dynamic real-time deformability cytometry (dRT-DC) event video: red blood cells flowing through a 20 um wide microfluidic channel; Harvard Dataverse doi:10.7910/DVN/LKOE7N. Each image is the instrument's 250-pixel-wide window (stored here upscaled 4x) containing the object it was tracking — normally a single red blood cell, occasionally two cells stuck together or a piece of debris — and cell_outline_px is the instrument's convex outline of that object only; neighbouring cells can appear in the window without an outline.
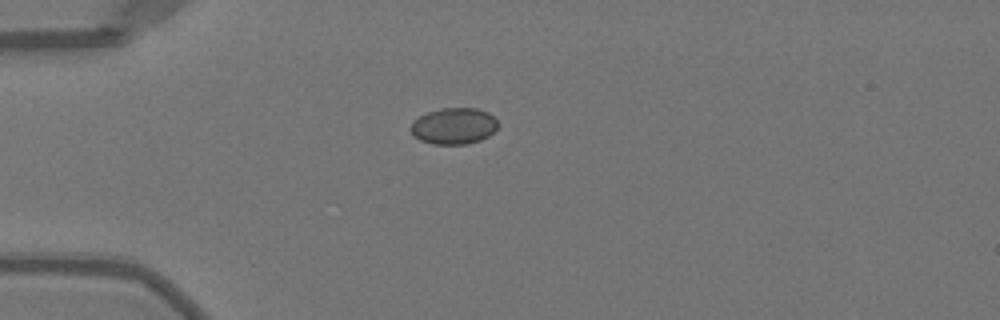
{"species": "Egyptian fruit bat (a non-hibernating species)", "species_latin": "Rousettus aegyptiacus", "temperature_condition": "warm", "stored_images_in_passage": 38, "camera_frame_rate_fps": 3000, "um_per_image_px": 0.085, "animal": {"sex": "female"}, "frame": {"image": 1, "passage_image": 1, "time_ms": 0.0, "image_size_px": [1000, 320], "cell_outline_px": [[500, 124], [488, 136], [480, 140], [464, 144], [432, 144], [420, 140], [412, 136], [408, 128], [412, 120], [428, 112], [440, 108], [476, 108], [488, 112]], "centroid_in_image_um": [38.52, 10.71], "position_along_channel_um": 46.5, "area_um2": 18.67}}
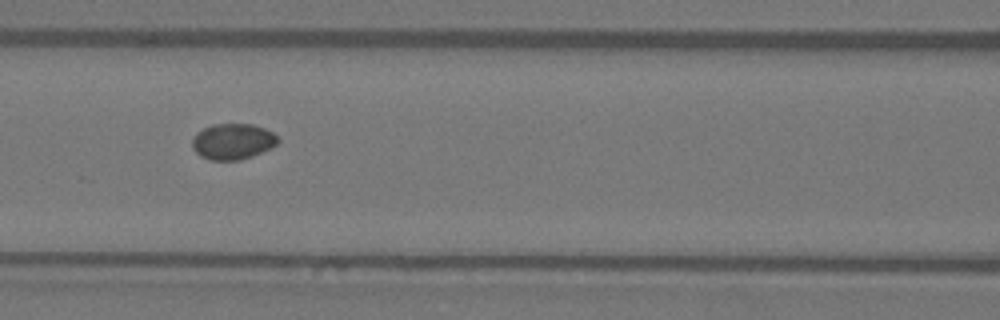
{"frame": {"image": 2, "passage_image": 10, "time_ms": 3.0, "image_size_px": [1000, 320], "cell_outline_px": [[280, 140], [276, 144], [252, 156], [240, 160], [212, 160], [200, 156], [192, 148], [192, 140], [196, 132], [212, 124], [252, 124], [264, 128], [272, 132]], "centroid_in_image_um": [19.75, 12.02], "position_along_channel_um": 146.9, "area_um2": 17.8}}
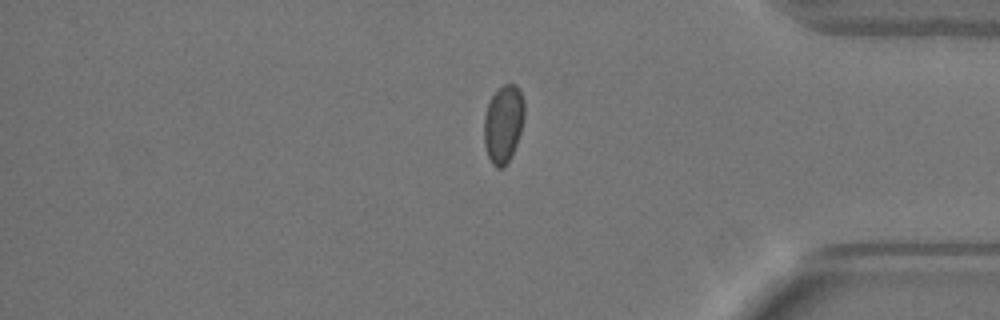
{"frame": {"image": 3, "passage_image": 30, "time_ms": 9.667, "image_size_px": [1000, 320], "cell_outline_px": [[524, 120], [512, 156], [504, 168], [496, 168], [492, 164], [488, 156], [484, 144], [484, 116], [488, 104], [492, 96], [504, 84], [516, 84], [524, 100]], "centroid_in_image_um": [42.79, 10.56], "position_along_channel_um": 392.4, "area_um2": 18.32}, "authors_computed_cell_mechanics": {"area_um2": 18.1492, "velocity_mm_per_s": 4.0041, "shape_relaxation_time_tau1_ms": null, "shape_relaxation_time_tau2_ms": 2.3861, "deformation_change_tau1": null, "deformation_change_tau2": 0.0262}}